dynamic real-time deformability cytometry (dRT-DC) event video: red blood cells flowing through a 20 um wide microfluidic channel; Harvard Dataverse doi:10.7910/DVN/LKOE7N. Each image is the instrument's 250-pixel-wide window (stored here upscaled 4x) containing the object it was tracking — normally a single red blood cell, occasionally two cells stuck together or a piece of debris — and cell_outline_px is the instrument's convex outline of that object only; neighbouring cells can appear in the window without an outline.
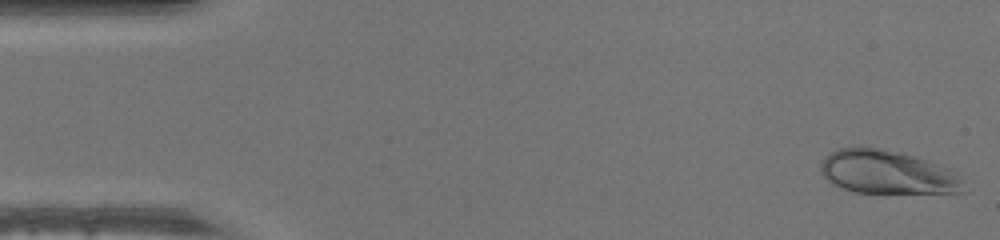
{"species": "human", "species_latin": "Homo sapiens", "temperature_condition": "warm", "stored_images_in_passage": 47, "camera_frame_rate_fps": 3000, "um_per_image_px": 0.085, "donor": {"sex": "male"}, "frame": {"image": 1, "passage_image": 1, "time_ms": 0.0, "image_size_px": [1000, 240], "cell_outline_px": [[964, 192], [856, 192], [832, 184], [820, 172], [820, 164], [832, 152], [840, 148], [860, 144], [912, 156], [948, 168], [960, 180]], "centroid_in_image_um": [75.32, 14.61], "position_along_channel_um": 9.7, "area_um2": 35.43}}
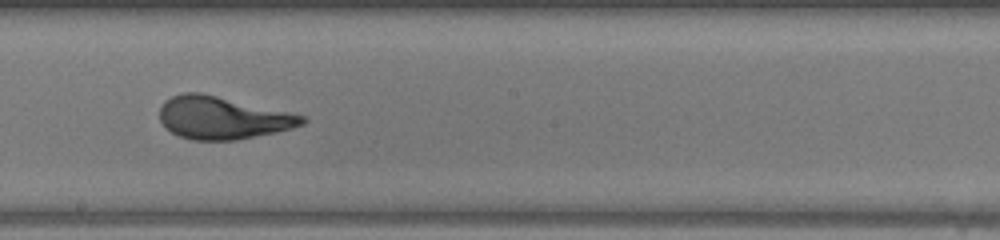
{"frame": {"image": 2, "passage_image": 26, "time_ms": 8.333, "image_size_px": [1000, 240], "cell_outline_px": [[308, 120], [304, 124], [292, 128], [276, 132], [236, 140], [192, 140], [180, 136], [172, 132], [160, 120], [160, 108], [164, 100], [172, 96], [184, 92], [200, 92], [292, 112], [308, 116]], "centroid_in_image_um": [18.96, 10.0], "position_along_channel_um": 229.2, "area_um2": 35.49}}
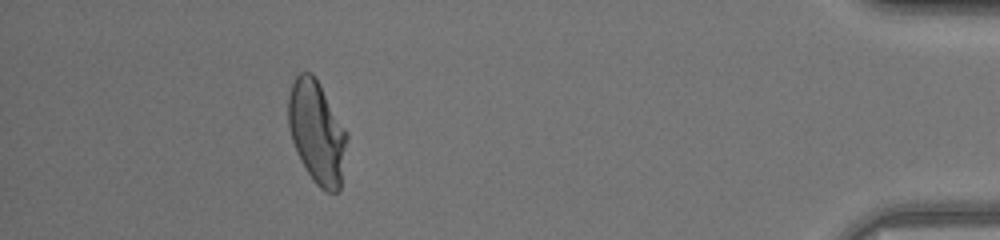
{"frame": {"image": 3, "passage_image": 43, "time_ms": 14.0, "image_size_px": [1000, 240], "cell_outline_px": [[348, 136], [340, 188], [336, 192], [328, 192], [320, 188], [312, 180], [292, 140], [288, 124], [288, 96], [292, 80], [300, 72], [312, 72], [348, 132]], "centroid_in_image_um": [26.94, 11.21], "position_along_channel_um": 408.3, "area_um2": 34.8}}